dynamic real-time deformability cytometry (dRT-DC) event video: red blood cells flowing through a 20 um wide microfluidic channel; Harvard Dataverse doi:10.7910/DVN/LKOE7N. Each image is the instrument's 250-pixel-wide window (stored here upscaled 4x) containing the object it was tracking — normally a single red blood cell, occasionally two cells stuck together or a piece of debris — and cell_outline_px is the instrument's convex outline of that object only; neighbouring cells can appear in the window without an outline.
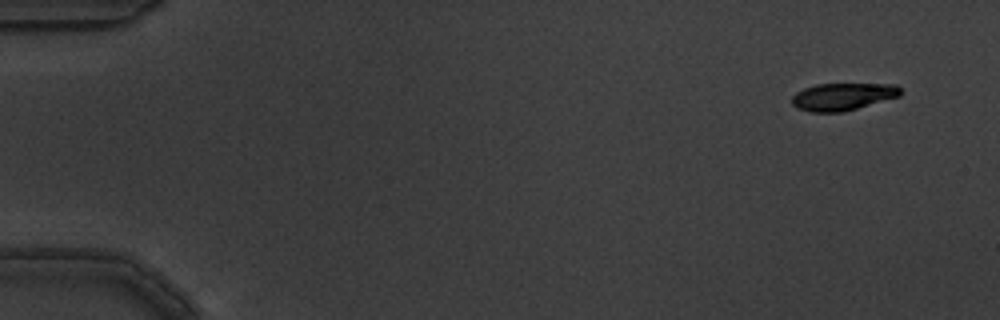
{"species": "common noctule bat (a hibernating species)", "species_latin": "Nyctalus noctula", "temperature_condition": "warm", "stored_images_in_passage": 4, "camera_frame_rate_fps": 3000, "um_per_image_px": 0.085, "animal": {"sex": "male", "body_mass_g": 19.5, "forearm_length_mm": 54.6}, "frame": {"image": 1, "passage_image": 1, "time_ms": 0.0, "image_size_px": [1000, 320], "cell_outline_px": [[900, 96], [844, 112], [812, 112], [796, 108], [792, 104], [792, 96], [796, 92], [804, 88], [816, 84], [896, 84], [900, 88]], "centroid_in_image_um": [71.61, 8.21], "position_along_channel_um": 13.4, "area_um2": 17.34}}
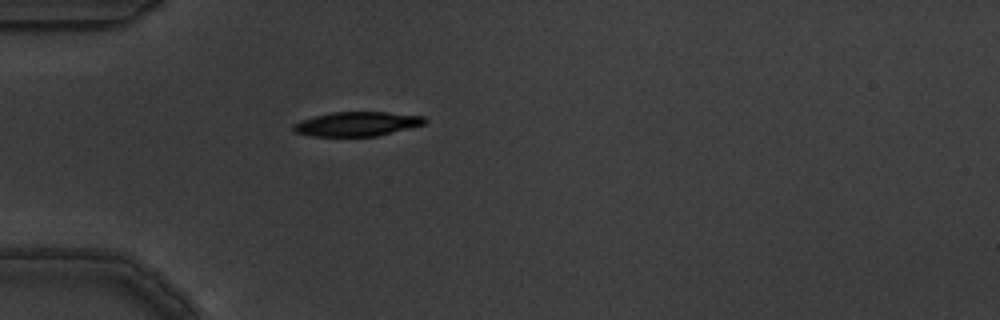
{"frame": {"image": 2, "passage_image": 4, "time_ms": 1.0, "image_size_px": [1000, 320], "cell_outline_px": [[428, 120], [424, 124], [376, 136], [312, 136], [296, 132], [292, 128], [292, 124], [300, 120], [332, 112], [384, 112], [424, 116]], "centroid_in_image_um": [30.33, 10.53], "position_along_channel_um": 54.7, "area_um2": 18.44}}